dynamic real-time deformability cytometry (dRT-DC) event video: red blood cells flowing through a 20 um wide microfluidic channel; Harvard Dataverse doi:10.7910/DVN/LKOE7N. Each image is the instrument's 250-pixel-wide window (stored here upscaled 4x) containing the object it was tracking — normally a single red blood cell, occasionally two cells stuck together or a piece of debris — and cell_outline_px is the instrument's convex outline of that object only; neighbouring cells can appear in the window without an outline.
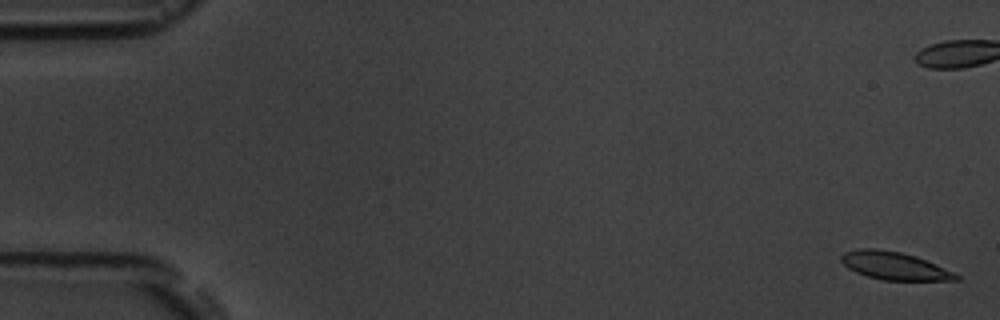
{"species": "common noctule bat (a hibernating species)", "species_latin": "Nyctalus noctula", "temperature_condition": "room temperature", "stored_images_in_passage": 12, "camera_frame_rate_fps": 3000, "um_per_image_px": 0.085, "animal": {"sex": "male", "body_mass_g": 19.5, "forearm_length_mm": 54.6}, "frame": {"image": 1, "passage_image": 1, "time_ms": 0.0, "image_size_px": [1000, 320], "cell_outline_px": [[960, 280], [880, 280], [856, 272], [848, 268], [840, 260], [840, 256], [844, 252], [860, 248], [876, 248], [900, 252], [916, 256], [952, 272], [960, 276]], "centroid_in_image_um": [75.97, 22.59], "position_along_channel_um": 9.0, "area_um2": 18.44}}
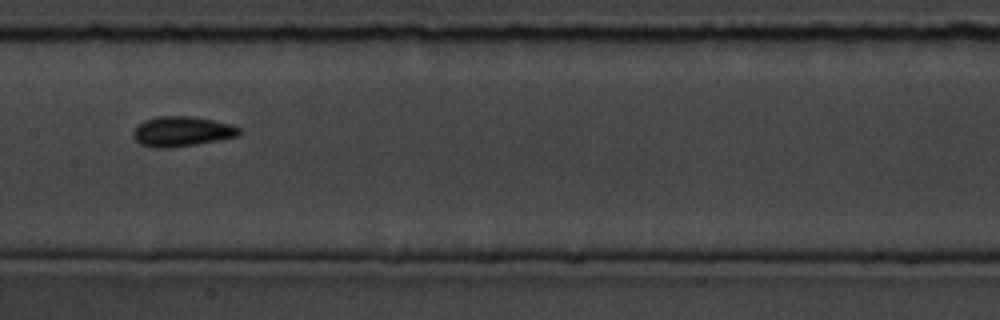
{"frame": {"image": 2, "passage_image": 9, "time_ms": 10.0, "image_size_px": [1000, 320], "cell_outline_px": [[240, 132], [236, 136], [196, 144], [168, 148], [156, 148], [140, 144], [132, 136], [132, 132], [144, 120], [156, 116], [192, 116], [232, 124], [240, 128]], "centroid_in_image_um": [15.43, 11.16], "position_along_channel_um": 192.0, "area_um2": 18.38}}
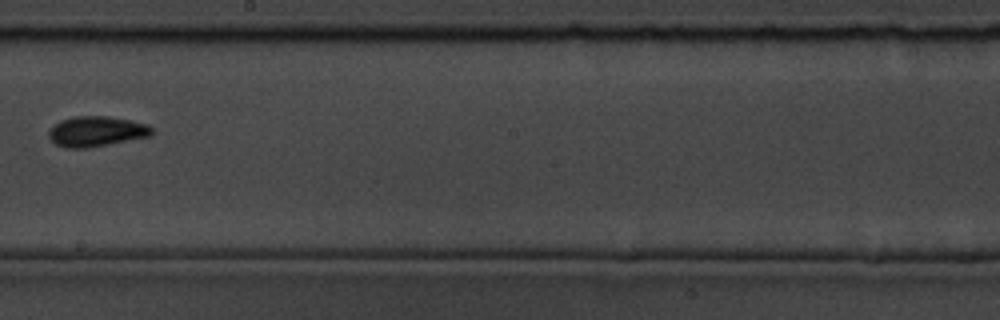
{"frame": {"image": 3, "passage_image": 10, "time_ms": 11.333, "image_size_px": [1000, 320], "cell_outline_px": [[152, 136], [88, 148], [64, 148], [56, 144], [48, 136], [48, 132], [60, 120], [72, 116], [108, 116], [148, 124], [152, 128]], "centroid_in_image_um": [8.2, 11.17], "position_along_channel_um": 240.0, "area_um2": 18.21}}